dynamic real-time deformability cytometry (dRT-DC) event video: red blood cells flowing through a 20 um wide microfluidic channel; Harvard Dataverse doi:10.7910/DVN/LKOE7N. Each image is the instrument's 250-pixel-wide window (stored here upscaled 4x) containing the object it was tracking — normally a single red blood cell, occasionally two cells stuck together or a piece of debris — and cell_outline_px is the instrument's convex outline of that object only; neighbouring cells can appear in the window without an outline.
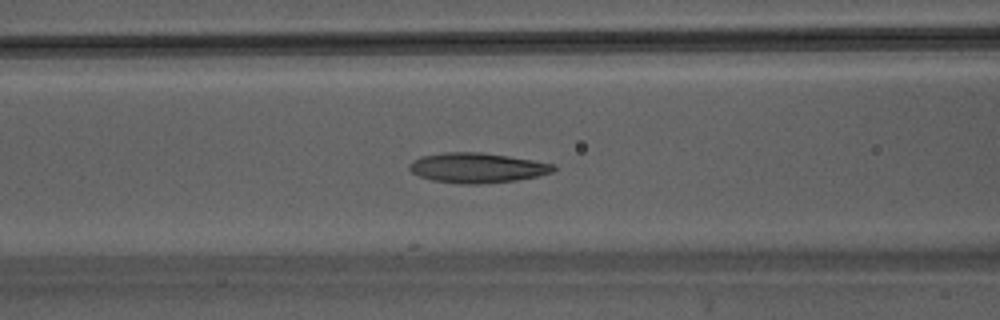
{"species": "Egyptian fruit bat (a non-hibernating species)", "species_latin": "Rousettus aegyptiacus", "temperature_condition": "warm", "stored_images_in_passage": 45, "camera_frame_rate_fps": 3000, "um_per_image_px": 0.085, "animal": {"sex": "male"}, "frame": {"image": 1, "passage_image": 19, "time_ms": 6.0, "image_size_px": [1000, 320], "cell_outline_px": [[556, 168], [552, 172], [536, 176], [516, 180], [480, 184], [460, 184], [432, 180], [420, 176], [412, 172], [408, 168], [408, 164], [412, 160], [420, 156], [444, 152], [480, 152], [508, 156], [556, 164]], "centroid_in_image_um": [40.52, 14.26], "position_along_channel_um": 126.1, "area_um2": 25.2}}
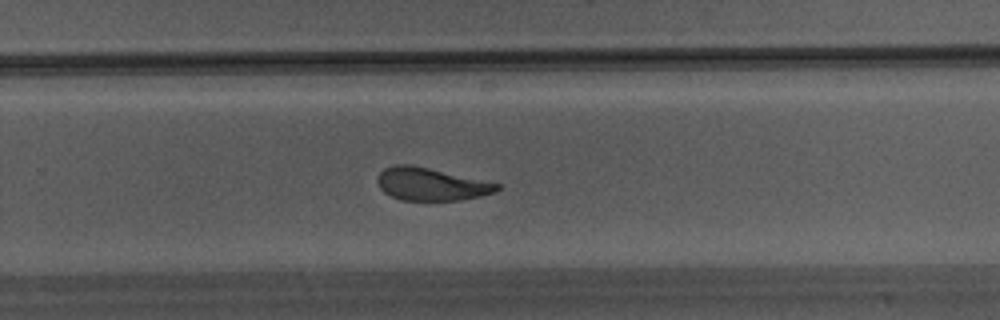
{"frame": {"image": 2, "passage_image": 30, "time_ms": 9.667, "image_size_px": [1000, 320], "cell_outline_px": [[500, 188], [496, 192], [480, 196], [460, 200], [400, 200], [384, 192], [380, 188], [376, 180], [380, 172], [384, 168], [392, 164], [408, 164], [428, 168], [500, 184]], "centroid_in_image_um": [36.6, 15.65], "position_along_channel_um": 293.2, "area_um2": 22.6}}
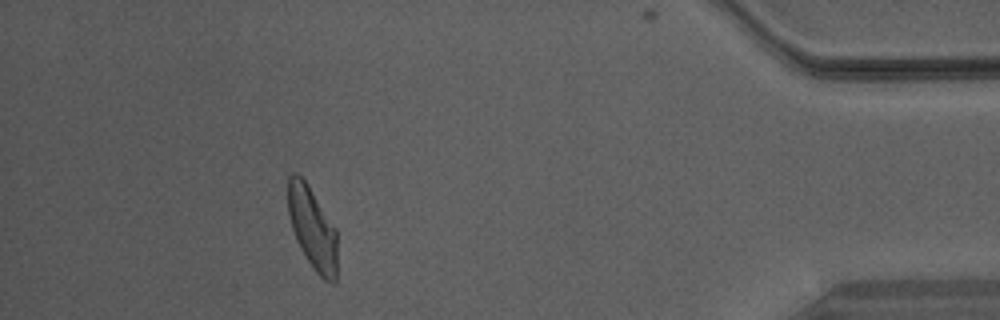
{"frame": {"image": 3, "passage_image": 41, "time_ms": 13.333, "image_size_px": [1000, 320], "cell_outline_px": [[336, 284], [332, 284], [324, 280], [316, 272], [300, 248], [296, 240], [292, 228], [288, 212], [288, 176], [292, 172], [296, 172], [308, 184], [336, 228]], "centroid_in_image_um": [26.55, 19.39], "position_along_channel_um": 408.6, "area_um2": 23.58}}